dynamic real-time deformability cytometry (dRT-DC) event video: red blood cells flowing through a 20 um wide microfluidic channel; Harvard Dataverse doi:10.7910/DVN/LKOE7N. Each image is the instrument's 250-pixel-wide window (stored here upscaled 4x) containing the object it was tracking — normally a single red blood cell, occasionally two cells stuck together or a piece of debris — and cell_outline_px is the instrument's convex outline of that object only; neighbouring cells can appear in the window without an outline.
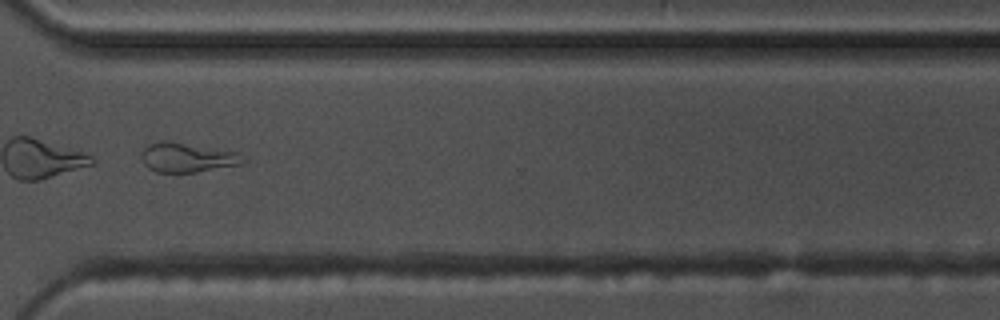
{"species": "common noctule bat (a hibernating species)", "species_latin": "Nyctalus noctula", "temperature_condition": "warm", "stored_images_in_passage": 54, "camera_frame_rate_fps": 3000, "um_per_image_px": 0.085, "animal": {"sex": "male", "body_mass_g": 17.5, "forearm_length_mm": 52.3}, "frame": {"image": 1, "passage_image": 41, "time_ms": 13.333, "image_size_px": [1000, 320], "cell_outline_px": [[248, 160], [244, 164], [196, 172], [156, 172], [148, 168], [144, 164], [140, 156], [140, 152], [148, 144], [164, 140], [168, 140], [236, 152]], "centroid_in_image_um": [15.9, 13.39], "position_along_channel_um": 354.7, "area_um2": 17.63}, "authors_computed_cell_mechanics": {"area_um2": 29.5069, "velocity_mm_per_s": 3.6621, "shape_relaxation_time_tau1_ms": null, "shape_relaxation_time_tau2_ms": 3.7161, "deformation_change_tau1": null, "deformation_change_tau2": 0.1323}}